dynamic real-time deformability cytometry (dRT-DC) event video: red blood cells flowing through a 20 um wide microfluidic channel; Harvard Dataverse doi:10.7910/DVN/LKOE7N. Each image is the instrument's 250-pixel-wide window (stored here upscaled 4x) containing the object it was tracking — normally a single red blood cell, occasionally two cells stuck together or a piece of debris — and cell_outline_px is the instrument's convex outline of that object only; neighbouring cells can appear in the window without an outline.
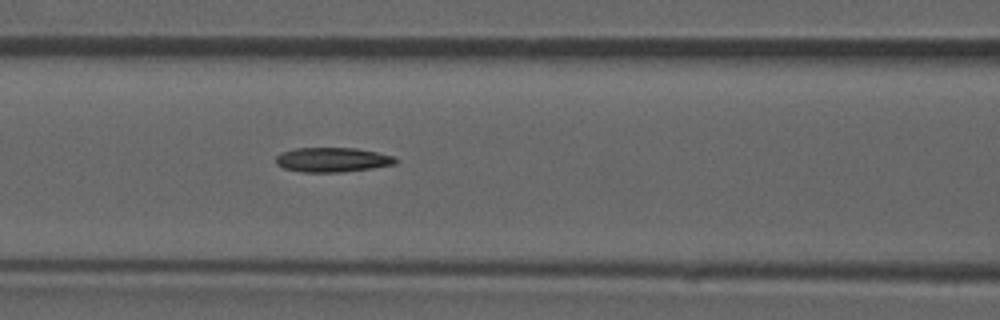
{"species": "common noctule bat (a hibernating species)", "species_latin": "Nyctalus noctula", "temperature_condition": "room temperature", "stored_images_in_passage": 36, "camera_frame_rate_fps": 3000, "um_per_image_px": 0.085, "animal": {"sex": "male", "forearm_length_mm": 52.5}, "frame": {"image": 1, "passage_image": 6, "time_ms": 1.667, "image_size_px": [1000, 320], "cell_outline_px": [[400, 160], [396, 164], [372, 168], [344, 172], [300, 172], [284, 168], [276, 164], [276, 156], [280, 152], [296, 148], [356, 148], [376, 152], [392, 156]], "centroid_in_image_um": [28.25, 13.58], "position_along_channel_um": 138.4, "area_um2": 17.22}}